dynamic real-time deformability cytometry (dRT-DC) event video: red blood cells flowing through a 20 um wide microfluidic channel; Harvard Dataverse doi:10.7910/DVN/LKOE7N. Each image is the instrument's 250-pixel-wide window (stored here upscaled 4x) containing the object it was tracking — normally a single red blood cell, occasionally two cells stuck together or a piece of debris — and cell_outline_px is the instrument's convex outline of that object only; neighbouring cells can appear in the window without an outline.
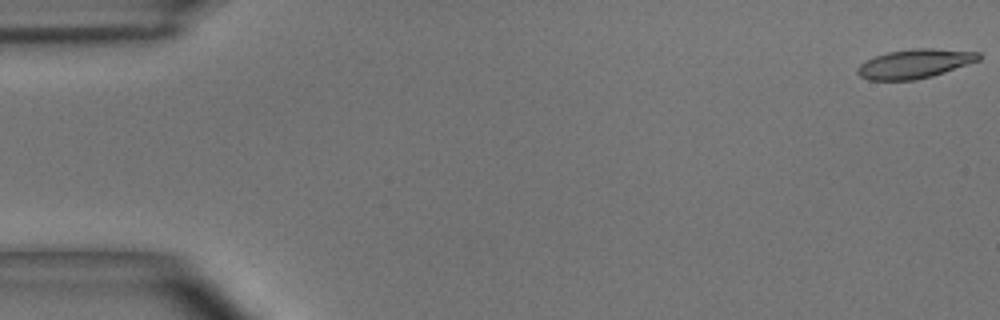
{"species": "common noctule bat (a hibernating species)", "species_latin": "Nyctalus noctula", "temperature_condition": "room temperature", "stored_images_in_passage": 55, "camera_frame_rate_fps": 3000, "um_per_image_px": 0.085, "animal": {"sex": "male", "body_mass_g": 15.6}, "frame": {"image": 1, "passage_image": 1, "time_ms": 0.0, "image_size_px": [1000, 320], "cell_outline_px": [[980, 60], [932, 76], [912, 80], [868, 80], [860, 76], [856, 72], [856, 68], [860, 64], [876, 56], [888, 52], [912, 48], [932, 48], [980, 52]], "centroid_in_image_um": [77.74, 5.41], "position_along_channel_um": 7.3, "area_um2": 20.46}}
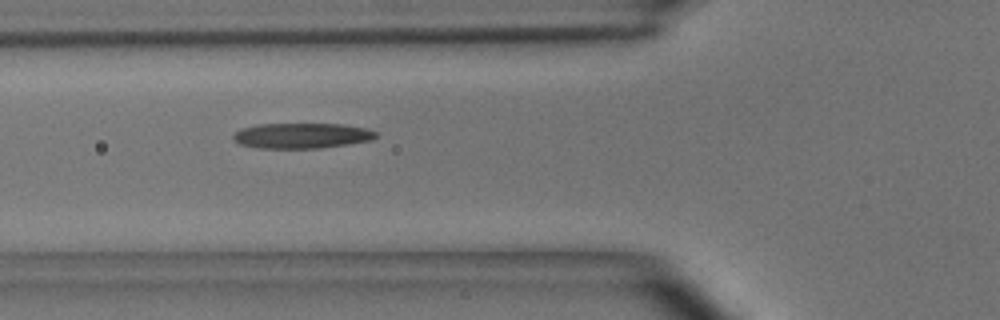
{"frame": {"image": 2, "passage_image": 20, "time_ms": 6.333, "image_size_px": [1000, 320], "cell_outline_px": [[380, 136], [372, 140], [348, 144], [320, 148], [256, 148], [240, 144], [232, 140], [232, 136], [240, 128], [256, 124], [344, 124], [368, 128], [376, 132]], "centroid_in_image_um": [25.66, 11.53], "position_along_channel_um": 100.1, "area_um2": 21.39}}
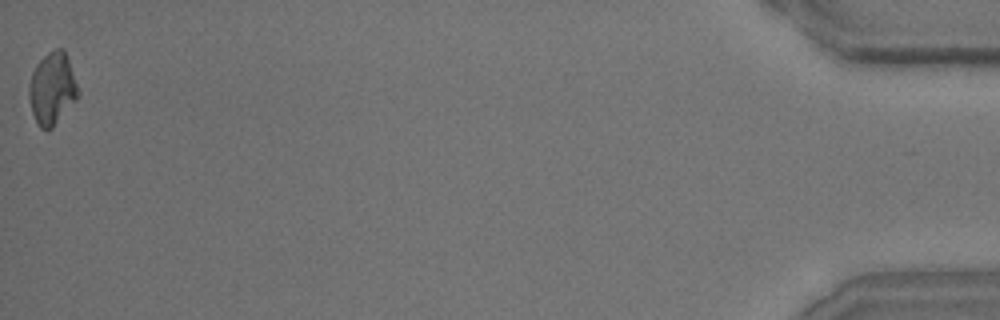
{"frame": {"image": 3, "passage_image": 55, "time_ms": 18.0, "image_size_px": [1000, 320], "cell_outline_px": [[80, 96], [52, 128], [40, 128], [32, 112], [28, 96], [28, 88], [32, 72], [36, 64], [48, 52], [56, 48], [64, 48], [68, 56], [80, 92]], "centroid_in_image_um": [4.46, 7.5], "position_along_channel_um": 430.7, "area_um2": 20.81}, "authors_computed_cell_mechanics": {"area_um2": 20.808, "velocity_mm_per_s": 3.6339, "shape_relaxation_time_tau1_ms": 8.0436, "shape_relaxation_time_tau2_ms": 5.8962, "deformation_change_tau1": 0.2084, "deformation_change_tau2": 0.1667}}